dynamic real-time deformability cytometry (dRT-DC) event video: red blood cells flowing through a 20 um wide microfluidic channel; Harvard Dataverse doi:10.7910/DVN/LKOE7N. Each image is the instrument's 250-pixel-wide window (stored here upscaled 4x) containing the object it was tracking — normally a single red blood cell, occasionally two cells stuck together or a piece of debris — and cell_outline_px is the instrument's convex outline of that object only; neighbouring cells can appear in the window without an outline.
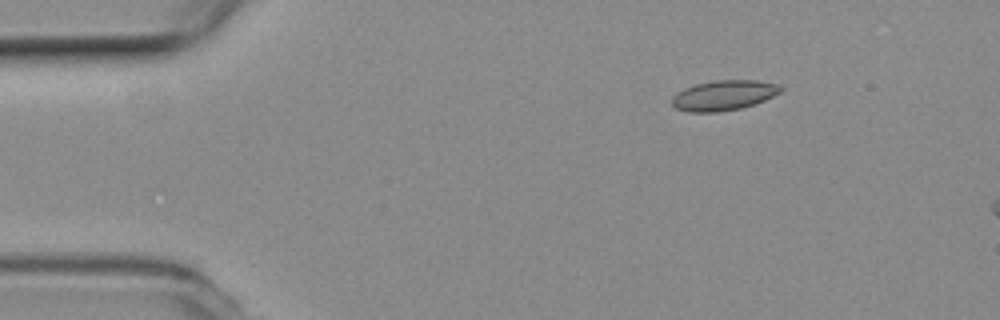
{"species": "common noctule bat (a hibernating species)", "species_latin": "Nyctalus noctula", "temperature_condition": "room temperature", "stored_images_in_passage": 7, "camera_frame_rate_fps": 3000, "um_per_image_px": 0.085, "animal": {"sex": "female", "body_mass_g": 19.3, "forearm_length_mm": 54.1}, "frame": {"image": 1, "passage_image": 1, "time_ms": 0.0, "image_size_px": [1000, 320], "cell_outline_px": [[784, 88], [780, 92], [764, 100], [740, 108], [716, 112], [688, 112], [676, 108], [672, 104], [672, 96], [684, 88], [696, 84], [716, 80], [756, 80], [776, 84]], "centroid_in_image_um": [61.49, 8.1], "position_along_channel_um": 23.5, "area_um2": 18.84}}